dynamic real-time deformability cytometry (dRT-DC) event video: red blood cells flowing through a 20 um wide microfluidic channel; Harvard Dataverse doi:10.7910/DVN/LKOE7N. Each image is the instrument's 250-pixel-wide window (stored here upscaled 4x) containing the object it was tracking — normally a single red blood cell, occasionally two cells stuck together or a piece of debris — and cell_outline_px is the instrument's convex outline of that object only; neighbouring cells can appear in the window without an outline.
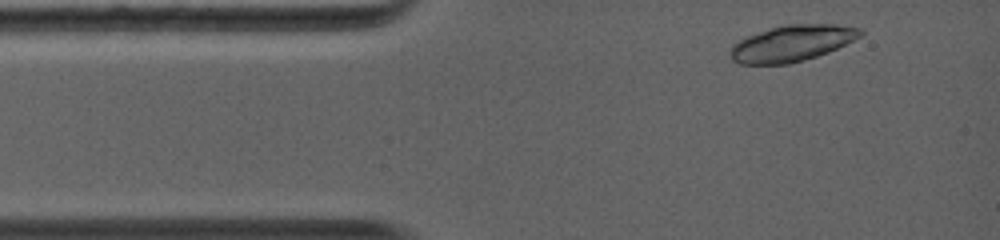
{"species": "common noctule bat (a hibernating species)", "species_latin": "Nyctalus noctula", "temperature_condition": "warm", "stored_images_in_passage": 5, "camera_frame_rate_fps": 5000, "um_per_image_px": 0.085, "animal": {"sex": "female", "body_mass_g": 19.0, "forearm_length_mm": 56.7}, "frame": {"image": 1, "passage_image": 2, "time_ms": 0.4, "image_size_px": [1000, 240], "cell_outline_px": [[864, 32], [860, 36], [828, 52], [804, 60], [788, 64], [740, 64], [732, 60], [728, 52], [732, 44], [744, 36], [768, 28], [784, 24], [836, 24], [860, 28]], "centroid_in_image_um": [67.23, 3.67], "position_along_channel_um": 17.8, "area_um2": 27.63}}